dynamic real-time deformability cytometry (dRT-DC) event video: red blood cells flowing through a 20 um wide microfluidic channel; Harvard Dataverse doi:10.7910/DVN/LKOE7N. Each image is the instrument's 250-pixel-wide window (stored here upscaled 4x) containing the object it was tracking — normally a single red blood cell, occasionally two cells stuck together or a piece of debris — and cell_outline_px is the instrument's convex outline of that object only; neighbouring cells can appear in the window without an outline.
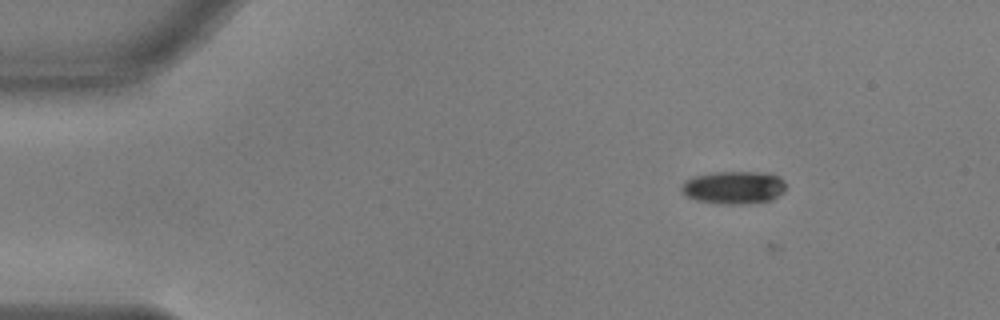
{"species": "common noctule bat (a hibernating species)", "species_latin": "Nyctalus noctula", "temperature_condition": "warm", "stored_images_in_passage": 3, "camera_frame_rate_fps": 3000, "um_per_image_px": 0.085, "animal": {"sex": "male", "body_mass_g": 17.9, "forearm_length_mm": 54.2}, "frame": {"image": 1, "passage_image": 2, "time_ms": 0.333, "image_size_px": [1000, 320], "cell_outline_px": [[784, 192], [772, 200], [748, 204], [720, 204], [696, 200], [680, 192], [680, 184], [684, 180], [692, 176], [712, 172], [768, 172], [780, 176], [784, 180]], "centroid_in_image_um": [62.35, 15.93], "position_along_channel_um": 22.7, "area_um2": 20.46}}